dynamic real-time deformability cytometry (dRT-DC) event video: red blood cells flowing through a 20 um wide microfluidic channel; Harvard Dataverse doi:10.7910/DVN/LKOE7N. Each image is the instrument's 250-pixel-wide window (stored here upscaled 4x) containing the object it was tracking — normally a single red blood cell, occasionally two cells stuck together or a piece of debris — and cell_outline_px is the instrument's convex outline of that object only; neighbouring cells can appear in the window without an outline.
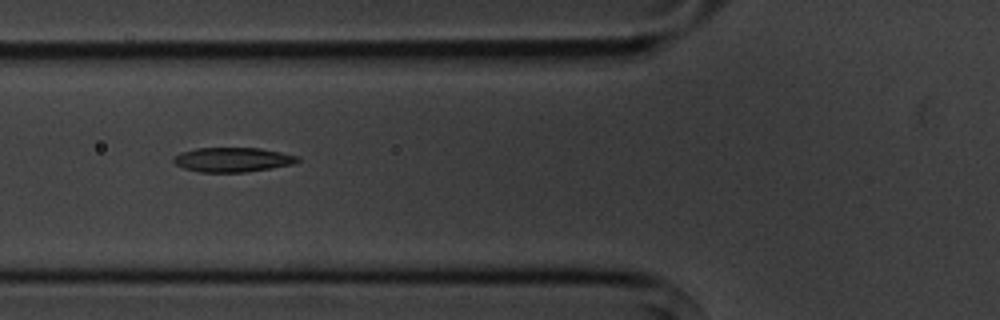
{"species": "common noctule bat (a hibernating species)", "species_latin": "Nyctalus noctula", "temperature_condition": "cold", "stored_images_in_passage": 12, "camera_frame_rate_fps": 3000, "um_per_image_px": 0.085, "animal": {"sex": "male", "body_mass_g": 20.1, "forearm_length_mm": 53.5}, "frame": {"image": 1, "passage_image": 3, "time_ms": 3.0, "image_size_px": [1000, 320], "cell_outline_px": [[300, 160], [292, 164], [272, 168], [244, 172], [200, 172], [184, 168], [176, 164], [172, 160], [172, 156], [180, 152], [196, 148], [260, 148], [300, 156]], "centroid_in_image_um": [19.75, 13.57], "position_along_channel_um": 106.0, "area_um2": 17.74}}
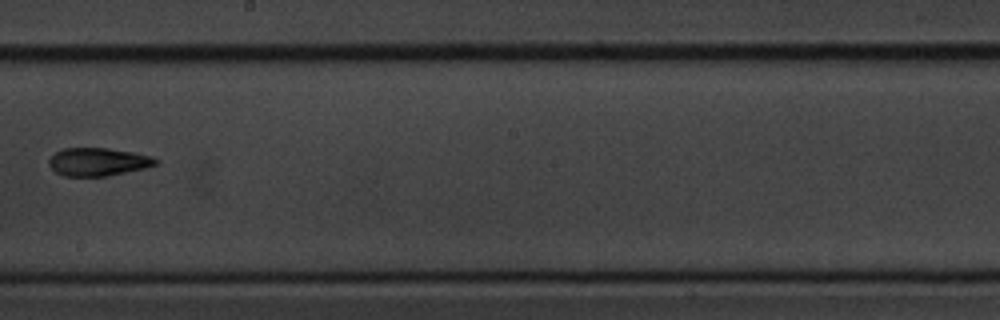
{"frame": {"image": 2, "passage_image": 6, "time_ms": 6.667, "image_size_px": [1000, 320], "cell_outline_px": [[160, 160], [156, 164], [144, 168], [108, 176], [64, 176], [56, 172], [48, 164], [48, 160], [56, 152], [64, 148], [108, 148], [132, 152], [152, 156]], "centroid_in_image_um": [8.34, 13.75], "position_along_channel_um": 239.9, "area_um2": 17.4}}
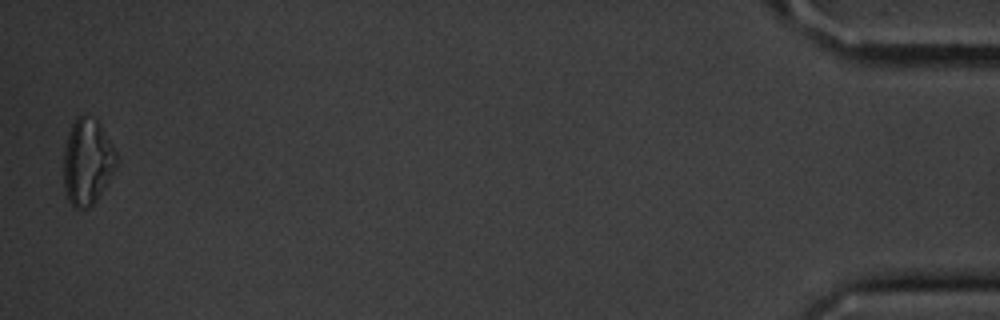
{"frame": {"image": 3, "passage_image": 12, "time_ms": 14.333, "image_size_px": [1000, 320], "cell_outline_px": [[116, 168], [96, 200], [88, 208], [76, 208], [68, 200], [64, 188], [64, 148], [68, 132], [76, 116], [84, 112], [96, 120], [100, 124], [112, 144], [116, 152]], "centroid_in_image_um": [7.41, 13.71], "position_along_channel_um": 427.8, "area_um2": 26.53}, "authors_computed_cell_mechanics": {"area_um2": 17.8602, "velocity_mm_per_s": 3.6417, "shape_relaxation_time_tau1_ms": 8.3769, "shape_relaxation_time_tau2_ms": 5.0375, "deformation_change_tau1": 0.2145, "deformation_change_tau2": 0.1237}}